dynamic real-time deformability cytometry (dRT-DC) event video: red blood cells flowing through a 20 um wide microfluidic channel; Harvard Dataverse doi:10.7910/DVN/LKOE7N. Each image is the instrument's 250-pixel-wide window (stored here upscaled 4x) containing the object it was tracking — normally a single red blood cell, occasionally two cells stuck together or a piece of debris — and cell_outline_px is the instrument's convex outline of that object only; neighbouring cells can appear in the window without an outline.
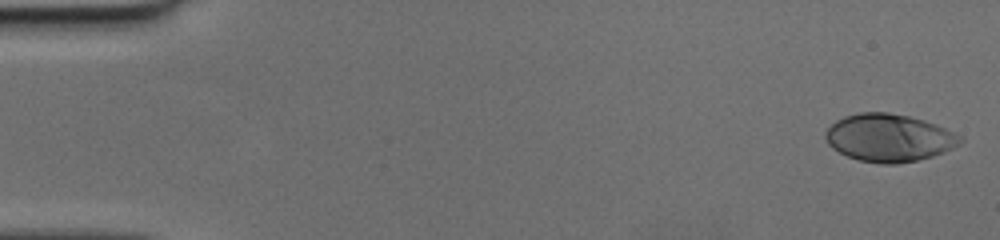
{"species": "human", "species_latin": "Homo sapiens", "temperature_condition": "cold", "stored_images_in_passage": 48, "camera_frame_rate_fps": 3000, "um_per_image_px": 0.085, "donor": {"sex": "female"}, "frame": {"image": 1, "passage_image": 1, "time_ms": 0.0, "image_size_px": [1000, 240], "cell_outline_px": [[964, 140], [952, 148], [944, 152], [932, 156], [916, 160], [896, 164], [880, 164], [860, 160], [848, 156], [832, 148], [828, 144], [824, 136], [824, 132], [836, 120], [844, 116], [860, 112], [888, 112], [908, 116], [924, 120], [936, 124], [960, 136]], "centroid_in_image_um": [75.53, 11.71], "position_along_channel_um": 9.5, "area_um2": 37.28}}
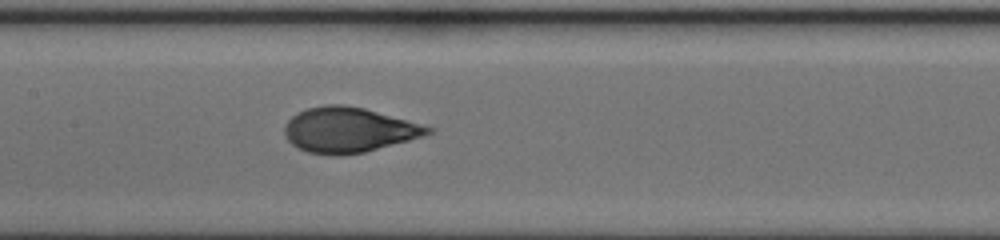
{"frame": {"image": 2, "passage_image": 24, "time_ms": 7.667, "image_size_px": [1000, 240], "cell_outline_px": [[432, 132], [408, 140], [364, 152], [340, 156], [332, 156], [308, 152], [296, 148], [288, 140], [284, 132], [284, 124], [296, 112], [308, 108], [324, 104], [344, 104], [364, 108], [432, 128]], "centroid_in_image_um": [29.53, 11.05], "position_along_channel_um": 177.9, "area_um2": 37.34}}
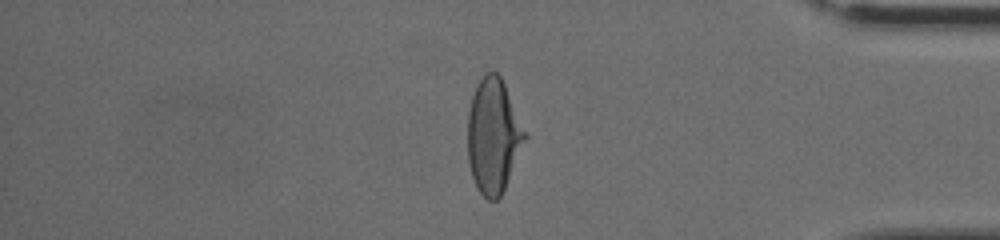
{"frame": {"image": 3, "passage_image": 41, "time_ms": 13.333, "image_size_px": [1000, 240], "cell_outline_px": [[528, 136], [504, 188], [500, 196], [496, 200], [488, 200], [476, 188], [472, 176], [468, 160], [468, 112], [472, 96], [480, 80], [488, 72], [496, 72], [500, 76], [528, 132]], "centroid_in_image_um": [41.95, 11.56], "position_along_channel_um": 393.2, "area_um2": 38.03}}